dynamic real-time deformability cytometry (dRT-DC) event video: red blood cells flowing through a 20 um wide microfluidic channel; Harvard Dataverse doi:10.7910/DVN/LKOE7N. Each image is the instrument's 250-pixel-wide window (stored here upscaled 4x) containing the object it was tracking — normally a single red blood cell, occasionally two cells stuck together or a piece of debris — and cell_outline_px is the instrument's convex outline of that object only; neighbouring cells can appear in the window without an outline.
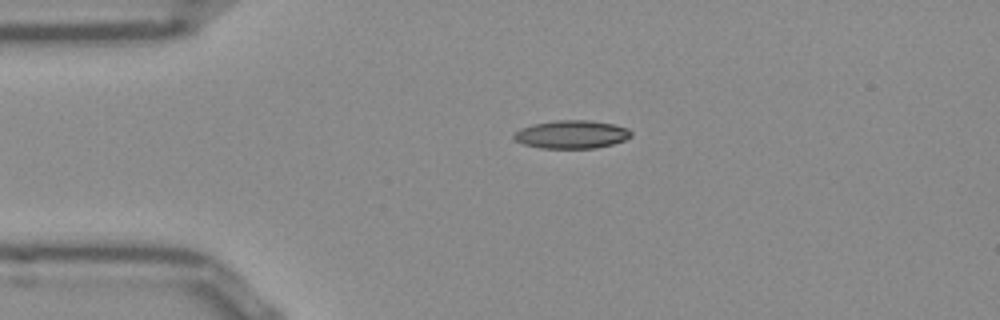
{"species": "Egyptian fruit bat (a non-hibernating species)", "species_latin": "Rousettus aegyptiacus", "temperature_condition": "room temperature", "stored_images_in_passage": 42, "camera_frame_rate_fps": 3000, "um_per_image_px": 0.085, "frame": {"image": 1, "passage_image": 1, "time_ms": 0.0, "image_size_px": [1000, 320], "cell_outline_px": [[632, 136], [624, 140], [612, 144], [596, 148], [540, 148], [524, 144], [516, 140], [512, 136], [520, 128], [532, 124], [556, 120], [588, 120], [612, 124], [628, 128], [632, 132]], "centroid_in_image_um": [48.59, 11.42], "position_along_channel_um": 36.4, "area_um2": 19.19}}
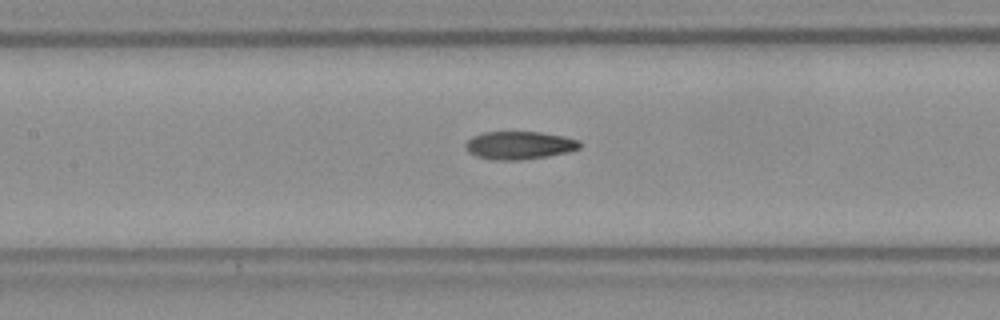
{"frame": {"image": 2, "passage_image": 13, "time_ms": 4.0, "image_size_px": [1000, 320], "cell_outline_px": [[580, 148], [568, 152], [544, 156], [516, 160], [500, 160], [476, 156], [464, 144], [472, 136], [484, 132], [540, 132], [564, 136], [580, 140]], "centroid_in_image_um": [44.18, 12.33], "position_along_channel_um": 163.2, "area_um2": 18.26}}
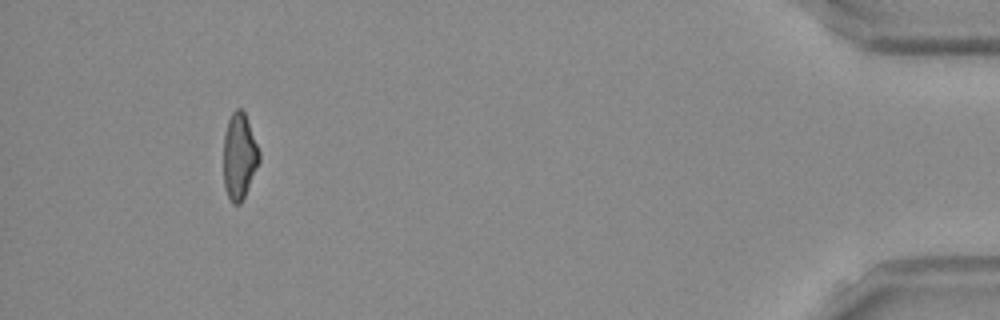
{"frame": {"image": 3, "passage_image": 38, "time_ms": 12.333, "image_size_px": [1000, 320], "cell_outline_px": [[260, 160], [244, 196], [240, 204], [232, 204], [224, 188], [224, 136], [228, 120], [232, 112], [236, 108], [240, 108], [244, 112], [248, 120], [260, 152]], "centroid_in_image_um": [20.34, 13.27], "position_along_channel_um": 414.9, "area_um2": 17.8}, "authors_computed_cell_mechanics": {"area_um2": 18.6116, "velocity_mm_per_s": 3.8945, "shape_relaxation_time_tau1_ms": null, "shape_relaxation_time_tau2_ms": 3.1919, "deformation_change_tau1": null, "deformation_change_tau2": 0.1052}}